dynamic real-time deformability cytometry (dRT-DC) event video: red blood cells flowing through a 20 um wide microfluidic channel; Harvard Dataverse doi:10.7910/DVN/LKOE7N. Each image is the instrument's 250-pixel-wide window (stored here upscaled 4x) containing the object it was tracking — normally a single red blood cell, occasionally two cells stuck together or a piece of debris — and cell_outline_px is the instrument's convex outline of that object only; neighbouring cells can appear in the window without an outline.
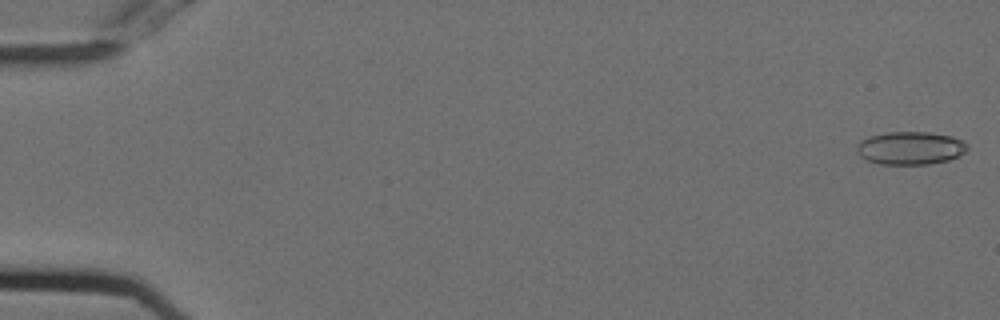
{"species": "Egyptian fruit bat (a non-hibernating species)", "species_latin": "Rousettus aegyptiacus", "temperature_condition": "cold", "stored_images_in_passage": 24, "camera_frame_rate_fps": 3000, "um_per_image_px": 0.085, "animal": {"sex": "female"}, "frame": {"image": 1, "passage_image": 1, "time_ms": 0.0, "image_size_px": [1000, 320], "cell_outline_px": [[968, 148], [960, 156], [948, 160], [928, 164], [880, 164], [868, 160], [860, 156], [856, 148], [860, 140], [872, 136], [888, 132], [928, 132], [952, 136], [964, 140], [968, 144]], "centroid_in_image_um": [77.42, 12.58], "position_along_channel_um": 7.6, "area_um2": 21.27}}
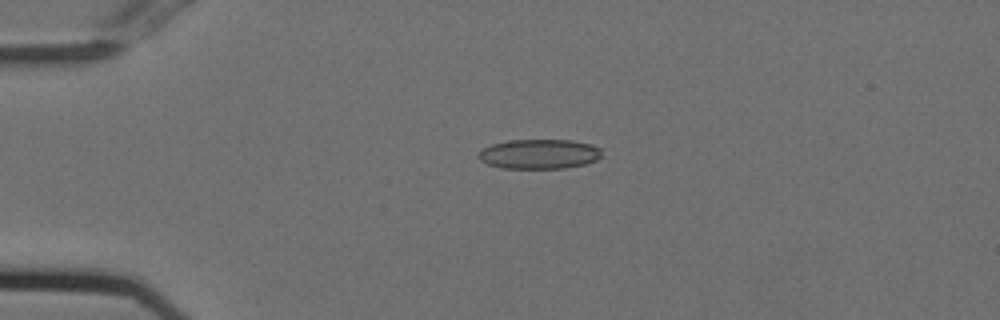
{"frame": {"image": 2, "passage_image": 13, "time_ms": 4.0, "image_size_px": [1000, 320], "cell_outline_px": [[600, 156], [596, 160], [584, 164], [564, 168], [500, 168], [488, 164], [480, 160], [476, 156], [484, 148], [492, 144], [508, 140], [572, 140], [588, 144], [600, 148]], "centroid_in_image_um": [45.79, 13.09], "position_along_channel_um": 39.2, "area_um2": 21.15}}
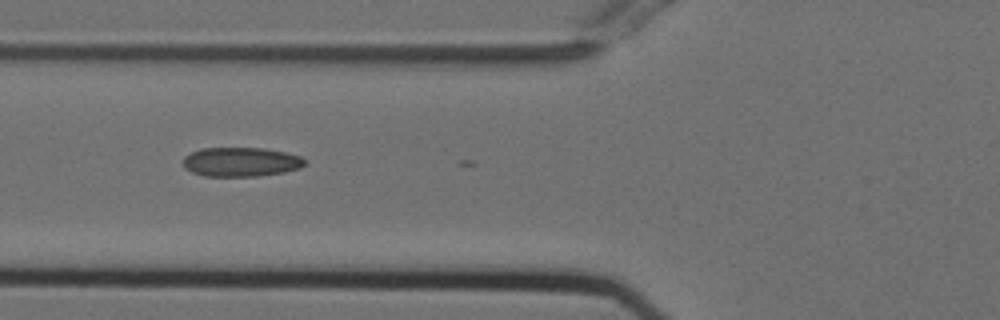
{"frame": {"image": 3, "passage_image": 21, "time_ms": 6.667, "image_size_px": [1000, 320], "cell_outline_px": [[308, 160], [300, 168], [284, 172], [256, 176], [204, 176], [192, 172], [184, 168], [184, 156], [200, 148], [264, 148], [284, 152], [300, 156]], "centroid_in_image_um": [20.48, 13.76], "position_along_channel_um": 105.3, "area_um2": 20.75}}